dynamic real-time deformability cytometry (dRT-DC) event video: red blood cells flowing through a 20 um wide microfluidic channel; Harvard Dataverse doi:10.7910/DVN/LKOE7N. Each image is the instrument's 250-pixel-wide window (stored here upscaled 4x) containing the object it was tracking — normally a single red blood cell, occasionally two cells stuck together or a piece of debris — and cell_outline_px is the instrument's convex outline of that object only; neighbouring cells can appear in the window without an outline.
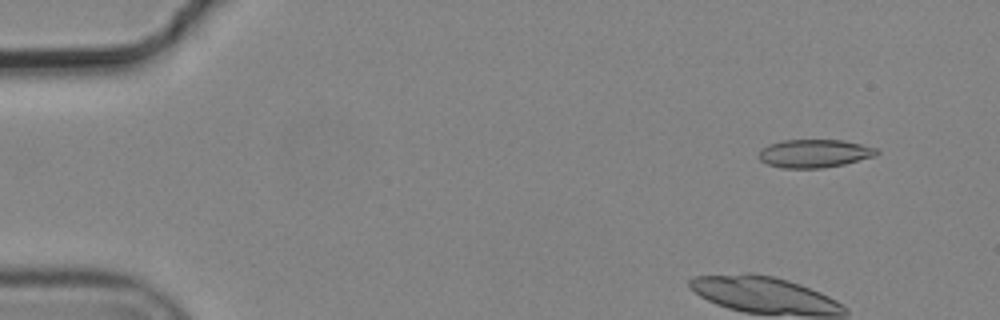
{"species": "common noctule bat (a hibernating species)", "species_latin": "Nyctalus noctula", "temperature_condition": "cold", "stored_images_in_passage": 7, "camera_frame_rate_fps": 3000, "um_per_image_px": 0.085, "animal": {"sex": "male", "body_mass_g": 19.2, "forearm_length_mm": 51.8}, "frame": {"image": 1, "passage_image": 2, "time_ms": 0.333, "image_size_px": [1000, 320], "cell_outline_px": [[880, 152], [876, 156], [844, 164], [820, 168], [780, 168], [768, 164], [760, 160], [756, 156], [768, 144], [784, 140], [844, 140], [876, 148]], "centroid_in_image_um": [69.22, 13.04], "position_along_channel_um": 15.8, "area_um2": 19.36}}